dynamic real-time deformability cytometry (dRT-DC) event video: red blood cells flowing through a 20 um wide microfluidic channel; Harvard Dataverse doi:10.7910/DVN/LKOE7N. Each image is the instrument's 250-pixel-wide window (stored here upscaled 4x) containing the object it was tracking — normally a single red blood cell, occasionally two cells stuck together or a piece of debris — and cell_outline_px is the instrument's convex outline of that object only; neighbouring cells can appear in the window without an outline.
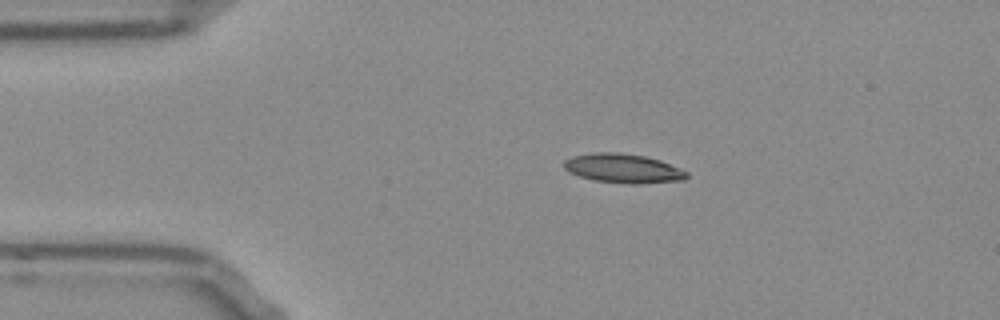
{"species": "Egyptian fruit bat (a non-hibernating species)", "species_latin": "Rousettus aegyptiacus", "temperature_condition": "room temperature", "stored_images_in_passage": 43, "camera_frame_rate_fps": 3000, "um_per_image_px": 0.085, "frame": {"image": 1, "passage_image": 1, "time_ms": 0.0, "image_size_px": [1000, 320], "cell_outline_px": [[688, 176], [684, 180], [636, 184], [632, 184], [596, 180], [580, 176], [568, 172], [564, 168], [564, 160], [572, 156], [592, 152], [620, 152], [644, 156], [660, 160], [688, 172]], "centroid_in_image_um": [52.95, 14.3], "position_along_channel_um": 32.0, "area_um2": 20.81}}
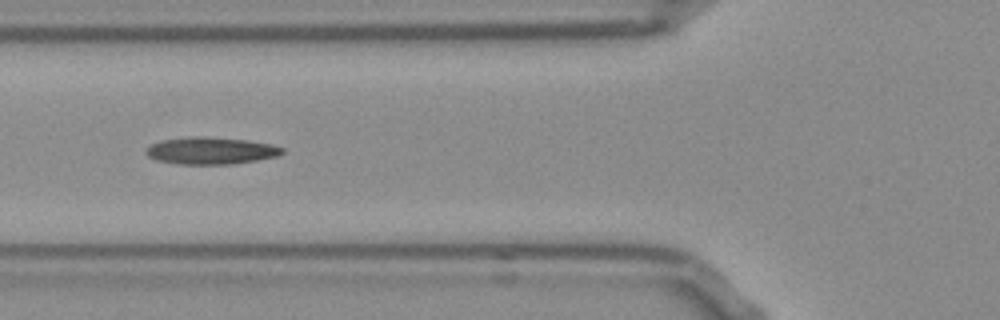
{"frame": {"image": 2, "passage_image": 10, "time_ms": 3.0, "image_size_px": [1000, 320], "cell_outline_px": [[284, 152], [280, 156], [232, 164], [176, 164], [156, 160], [148, 156], [144, 152], [152, 144], [164, 140], [192, 136], [208, 136], [248, 140], [272, 144], [284, 148]], "centroid_in_image_um": [17.96, 12.81], "position_along_channel_um": 107.8, "area_um2": 21.62}}
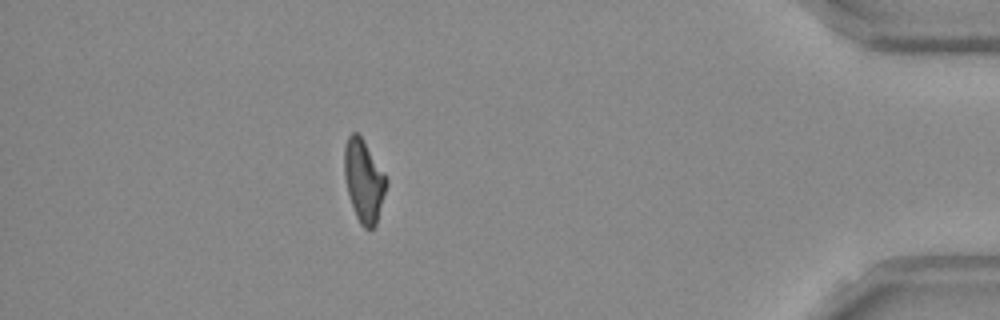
{"frame": {"image": 3, "passage_image": 37, "time_ms": 12.0, "image_size_px": [1000, 320], "cell_outline_px": [[388, 184], [376, 224], [372, 228], [364, 228], [360, 224], [356, 216], [348, 192], [344, 176], [344, 148], [348, 136], [352, 132], [356, 132], [360, 136], [384, 172], [388, 180]], "centroid_in_image_um": [30.93, 15.37], "position_along_channel_um": 404.3, "area_um2": 19.94}, "authors_computed_cell_mechanics": {"area_um2": 20.5768, "velocity_mm_per_s": 3.8637, "shape_relaxation_time_tau1_ms": null, "shape_relaxation_time_tau2_ms": 7.4892, "deformation_change_tau1": null, "deformation_change_tau2": 0.1982}}